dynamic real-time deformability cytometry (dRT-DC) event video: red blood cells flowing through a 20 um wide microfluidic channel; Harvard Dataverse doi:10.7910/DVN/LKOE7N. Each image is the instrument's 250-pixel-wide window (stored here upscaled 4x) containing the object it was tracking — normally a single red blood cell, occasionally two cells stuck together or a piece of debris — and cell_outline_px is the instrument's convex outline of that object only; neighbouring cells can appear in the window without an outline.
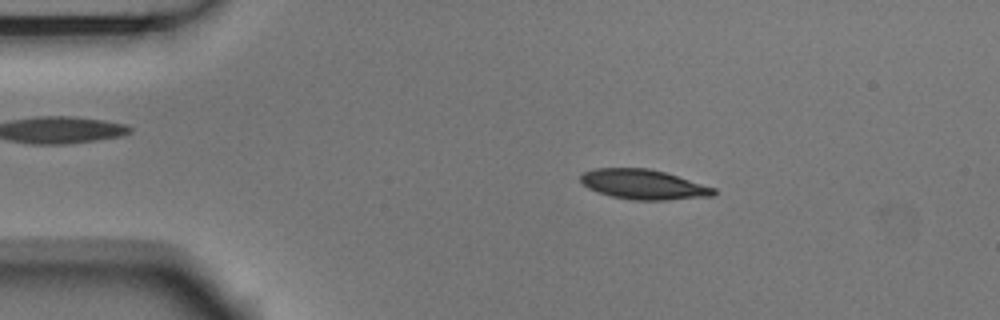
{"species": "Egyptian fruit bat (a non-hibernating species)", "species_latin": "Rousettus aegyptiacus", "temperature_condition": "room temperature", "stored_images_in_passage": 45, "camera_frame_rate_fps": 3000, "um_per_image_px": 0.085, "animal": {"sex": "male"}, "frame": {"image": 1, "passage_image": 1, "time_ms": 0.0, "image_size_px": [1000, 320], "cell_outline_px": [[716, 192], [712, 196], [668, 200], [632, 200], [612, 196], [596, 192], [588, 188], [580, 180], [580, 176], [584, 172], [596, 168], [648, 168], [664, 172], [716, 188]], "centroid_in_image_um": [54.68, 15.68], "position_along_channel_um": 30.3, "area_um2": 23.06}}
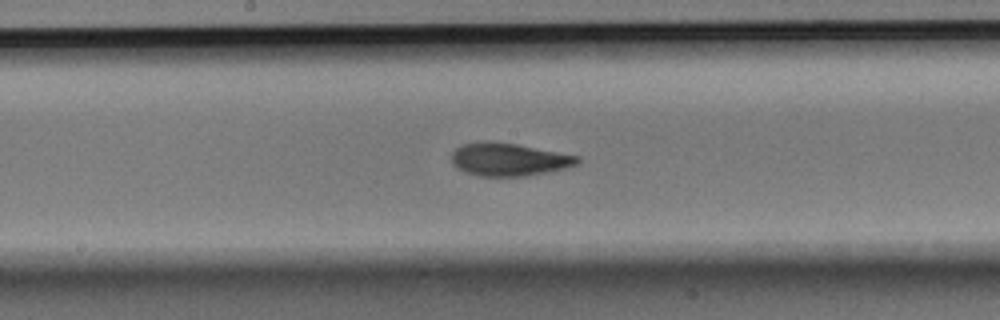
{"frame": {"image": 2, "passage_image": 19, "time_ms": 6.0, "image_size_px": [1000, 320], "cell_outline_px": [[580, 160], [576, 164], [568, 168], [524, 176], [480, 176], [464, 172], [456, 168], [452, 164], [452, 152], [456, 148], [464, 144], [484, 140], [516, 144], [580, 156]], "centroid_in_image_um": [43.23, 13.55], "position_along_channel_um": 205.0, "area_um2": 24.16}}
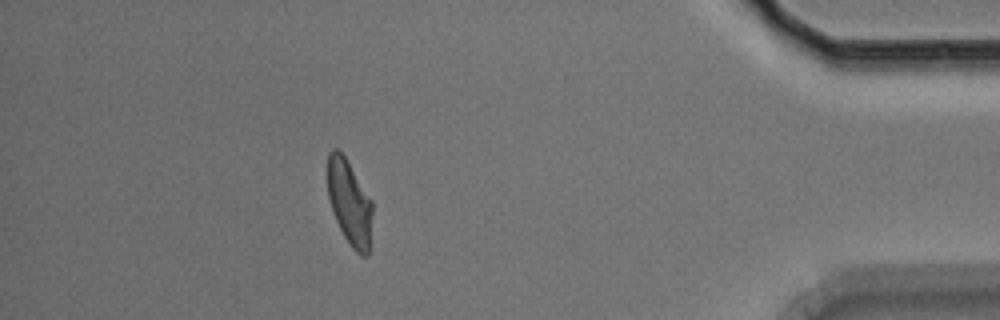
{"frame": {"image": 3, "passage_image": 39, "time_ms": 12.667, "image_size_px": [1000, 320], "cell_outline_px": [[372, 212], [368, 256], [360, 256], [348, 244], [332, 212], [328, 196], [328, 152], [332, 148], [336, 148], [344, 156], [372, 200]], "centroid_in_image_um": [29.7, 17.24], "position_along_channel_um": 405.5, "area_um2": 22.08}, "authors_computed_cell_mechanics": {"area_um2": 23.987, "velocity_mm_per_s": 3.7282, "shape_relaxation_time_tau1_ms": 4.4984, "shape_relaxation_time_tau2_ms": 1.5297, "deformation_change_tau1": 0.1595, "deformation_change_tau2": 0.0688}}